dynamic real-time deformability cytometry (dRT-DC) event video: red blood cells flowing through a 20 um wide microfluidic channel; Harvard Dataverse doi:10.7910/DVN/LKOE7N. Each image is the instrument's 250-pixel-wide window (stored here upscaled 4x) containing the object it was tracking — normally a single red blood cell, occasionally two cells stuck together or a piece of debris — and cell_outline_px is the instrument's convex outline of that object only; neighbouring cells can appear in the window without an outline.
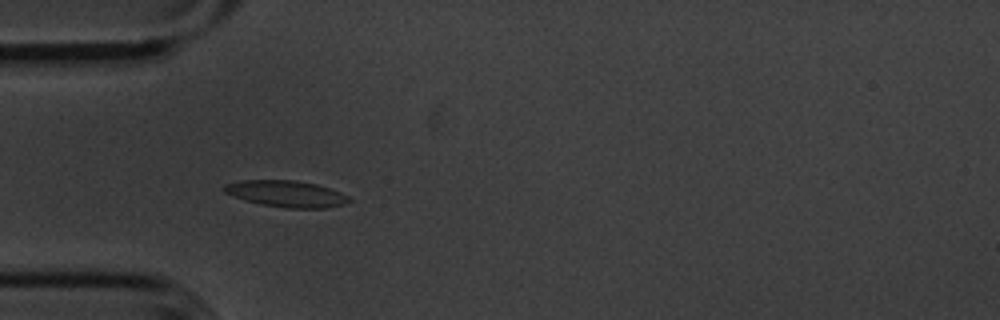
{"species": "common noctule bat (a hibernating species)", "species_latin": "Nyctalus noctula", "temperature_condition": "cold", "stored_images_in_passage": 23, "camera_frame_rate_fps": 3000, "um_per_image_px": 0.085, "animal": {"sex": "male", "body_mass_g": 20.1, "forearm_length_mm": 53.5}, "frame": {"image": 1, "passage_image": 6, "time_ms": 1.667, "image_size_px": [1000, 320], "cell_outline_px": [[352, 200], [344, 204], [324, 208], [284, 208], [260, 204], [244, 200], [232, 196], [224, 192], [224, 184], [244, 180], [296, 180], [316, 184], [340, 192], [348, 196]], "centroid_in_image_um": [24.32, 16.47], "position_along_channel_um": 60.7, "area_um2": 19.25}}
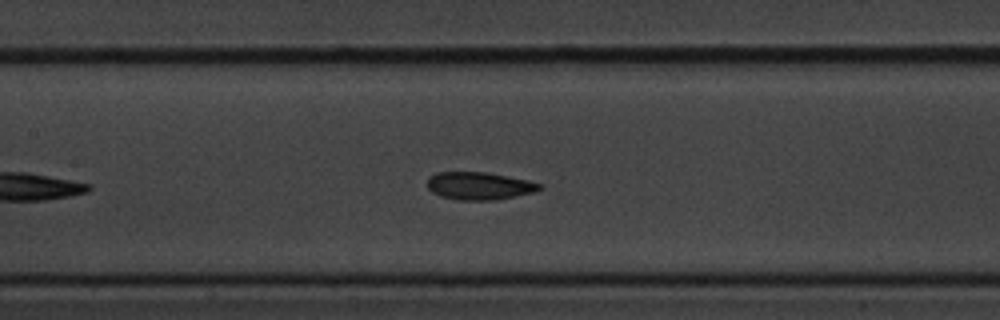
{"frame": {"image": 2, "passage_image": 15, "time_ms": 4.667, "image_size_px": [1000, 320], "cell_outline_px": [[544, 188], [536, 192], [496, 200], [456, 200], [440, 196], [432, 192], [428, 188], [428, 176], [436, 172], [484, 172], [508, 176], [528, 180], [544, 184]], "centroid_in_image_um": [40.77, 15.8], "position_along_channel_um": 166.6, "area_um2": 18.38}}
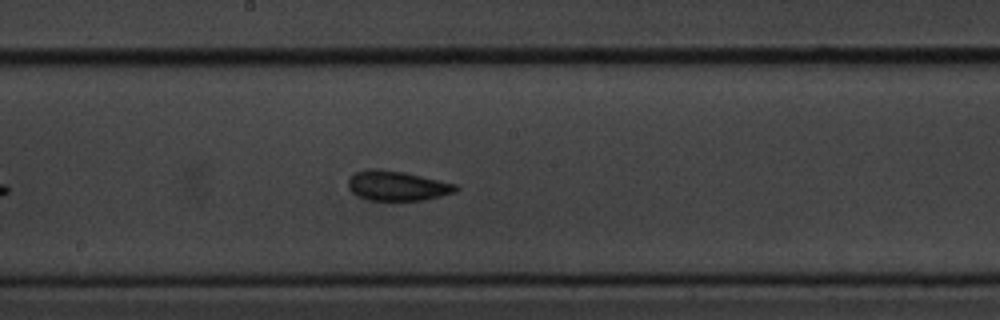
{"frame": {"image": 3, "passage_image": 19, "time_ms": 6.0, "image_size_px": [1000, 320], "cell_outline_px": [[460, 188], [456, 192], [424, 200], [368, 200], [356, 196], [348, 188], [348, 180], [356, 172], [368, 168], [376, 168], [404, 172], [456, 184]], "centroid_in_image_um": [33.74, 15.79], "position_along_channel_um": 214.5, "area_um2": 18.73}}